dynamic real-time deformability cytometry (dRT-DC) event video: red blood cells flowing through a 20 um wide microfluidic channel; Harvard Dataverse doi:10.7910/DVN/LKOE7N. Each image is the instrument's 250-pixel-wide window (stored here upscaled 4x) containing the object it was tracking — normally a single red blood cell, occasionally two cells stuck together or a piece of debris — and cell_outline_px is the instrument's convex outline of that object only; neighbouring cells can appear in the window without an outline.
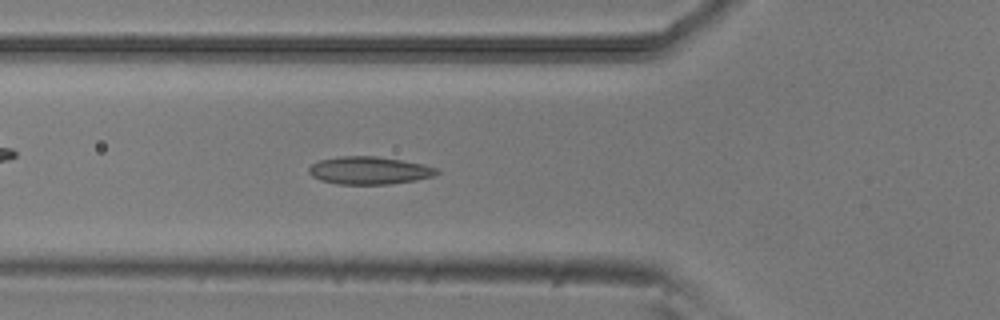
{"species": "common noctule bat (a hibernating species)", "species_latin": "Nyctalus noctula", "temperature_condition": "room temperature", "stored_images_in_passage": 52, "camera_frame_rate_fps": 3000, "um_per_image_px": 0.085, "animal": {"sex": "male", "body_mass_g": 20.5, "forearm_length_mm": 52.5}, "frame": {"image": 1, "passage_image": 18, "time_ms": 5.667, "image_size_px": [1000, 320], "cell_outline_px": [[436, 172], [424, 176], [408, 180], [376, 184], [348, 184], [328, 180], [316, 176], [312, 172], [312, 168], [316, 164], [324, 160], [356, 156], [364, 156], [396, 160], [416, 164], [428, 168]], "centroid_in_image_um": [31.31, 14.49], "position_along_channel_um": 94.5, "area_um2": 17.86}}
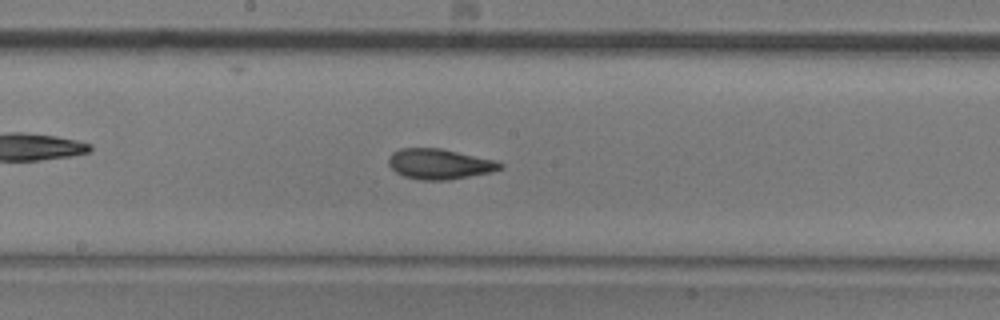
{"frame": {"image": 2, "passage_image": 27, "time_ms": 8.667, "image_size_px": [1000, 320], "cell_outline_px": [[500, 168], [484, 172], [460, 176], [408, 176], [400, 172], [392, 164], [392, 156], [396, 152], [408, 148], [432, 148], [452, 152], [488, 160], [500, 164]], "centroid_in_image_um": [37.33, 13.87], "position_along_channel_um": 210.9, "area_um2": 16.3}}
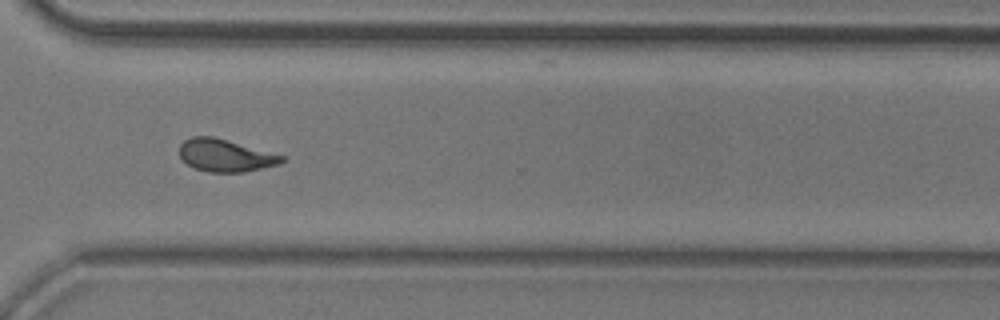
{"frame": {"image": 3, "passage_image": 38, "time_ms": 12.333, "image_size_px": [1000, 320], "cell_outline_px": [[284, 160], [272, 164], [256, 168], [236, 172], [216, 172], [196, 168], [188, 164], [180, 156], [180, 148], [188, 140], [196, 136], [208, 136], [224, 140], [284, 156]], "centroid_in_image_um": [19.1, 13.21], "position_along_channel_um": 351.5, "area_um2": 17.86}, "authors_computed_cell_mechanics": {"area_um2": 16.762, "velocity_mm_per_s": 3.8458, "shape_relaxation_time_tau1_ms": null, "shape_relaxation_time_tau2_ms": 1.8811, "deformation_change_tau1": null, "deformation_change_tau2": 0.0837}}